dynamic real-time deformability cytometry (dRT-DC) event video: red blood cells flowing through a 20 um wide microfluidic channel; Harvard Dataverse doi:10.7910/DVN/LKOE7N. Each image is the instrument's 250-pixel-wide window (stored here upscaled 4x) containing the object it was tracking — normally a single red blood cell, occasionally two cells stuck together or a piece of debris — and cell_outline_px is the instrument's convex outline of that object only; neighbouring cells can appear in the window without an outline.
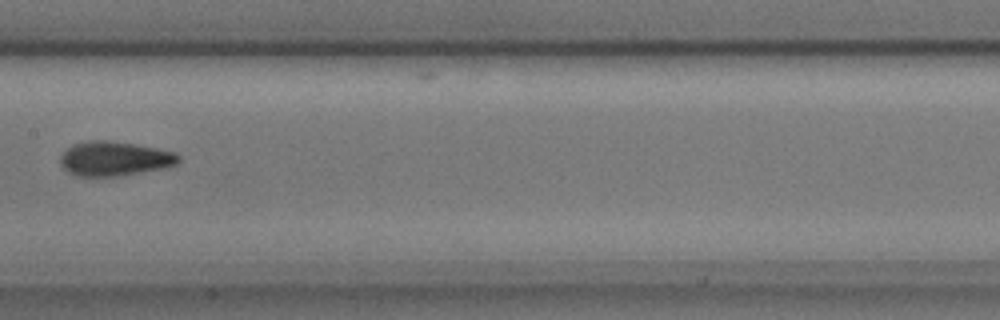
{"species": "common noctule bat (a hibernating species)", "species_latin": "Nyctalus noctula", "temperature_condition": "cold", "stored_images_in_passage": 10, "camera_frame_rate_fps": 3000, "um_per_image_px": 0.085, "animal": {"sex": "male", "body_mass_g": 17.9, "forearm_length_mm": 54.2}, "frame": {"image": 1, "passage_image": 7, "time_ms": 2.0, "image_size_px": [1000, 320], "cell_outline_px": [[180, 160], [176, 164], [164, 168], [116, 176], [76, 176], [68, 172], [60, 164], [60, 156], [72, 144], [88, 140], [104, 140], [136, 144], [176, 152], [180, 156]], "centroid_in_image_um": [9.72, 13.48], "position_along_channel_um": 197.7, "area_um2": 23.7}}
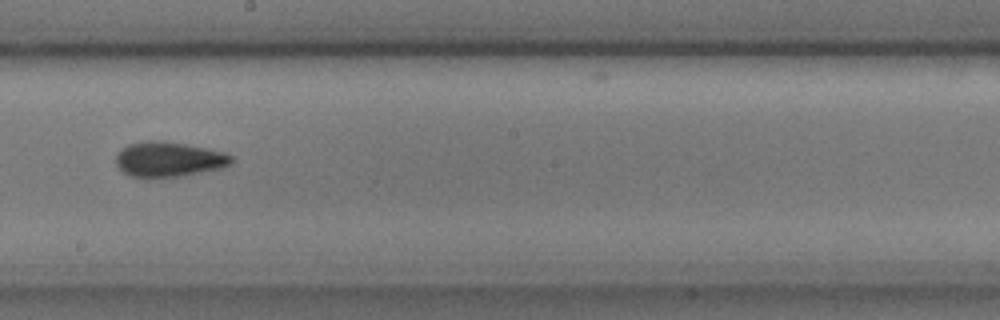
{"frame": {"image": 2, "passage_image": 8, "time_ms": 2.333, "image_size_px": [1000, 320], "cell_outline_px": [[232, 164], [224, 168], [180, 176], [144, 180], [128, 176], [116, 164], [116, 156], [128, 144], [148, 140], [160, 140], [184, 144], [224, 152], [232, 156]], "centroid_in_image_um": [14.33, 13.58], "position_along_channel_um": 233.9, "area_um2": 23.93}}
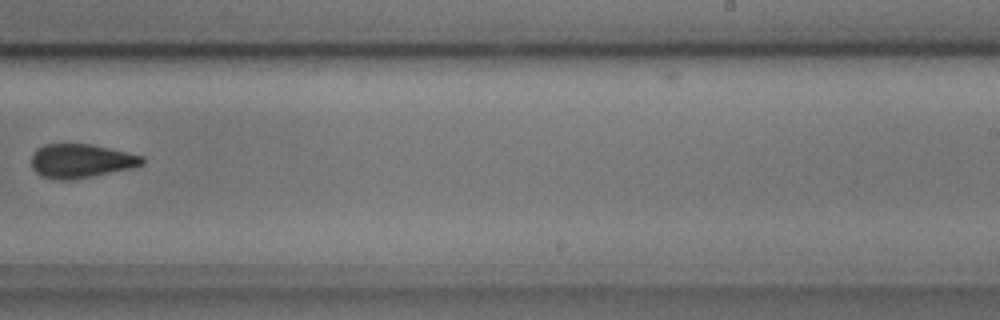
{"frame": {"image": 3, "passage_image": 9, "time_ms": 2.667, "image_size_px": [1000, 320], "cell_outline_px": [[144, 164], [132, 168], [72, 180], [56, 180], [40, 176], [32, 168], [32, 152], [44, 144], [92, 144], [128, 152], [144, 156]], "centroid_in_image_um": [6.88, 13.68], "position_along_channel_um": 282.1, "area_um2": 22.08}}